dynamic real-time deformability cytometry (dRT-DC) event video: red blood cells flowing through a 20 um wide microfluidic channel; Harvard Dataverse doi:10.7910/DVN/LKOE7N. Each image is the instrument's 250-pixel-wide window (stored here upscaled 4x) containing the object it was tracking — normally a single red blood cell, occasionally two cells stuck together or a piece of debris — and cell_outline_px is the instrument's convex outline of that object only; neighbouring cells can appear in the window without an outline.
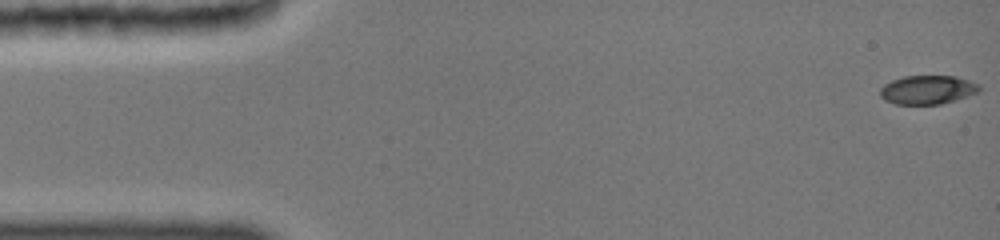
{"species": "common noctule bat (a hibernating species)", "species_latin": "Nyctalus noctula", "temperature_condition": "cold", "stored_images_in_passage": 17, "camera_frame_rate_fps": 3000, "um_per_image_px": 0.085, "animal": {"sex": "female", "body_mass_g": 19.0, "forearm_length_mm": 51.5}, "frame": {"image": 1, "passage_image": 1, "time_ms": 0.0, "image_size_px": [1000, 240], "cell_outline_px": [[980, 92], [956, 100], [940, 104], [896, 104], [884, 100], [880, 96], [880, 88], [884, 84], [892, 80], [904, 76], [956, 76], [980, 84]], "centroid_in_image_um": [78.85, 7.63], "position_along_channel_um": 6.1, "area_um2": 16.76}}
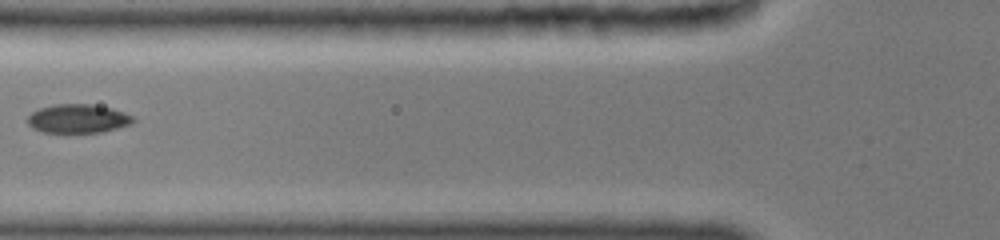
{"frame": {"image": 2, "passage_image": 10, "time_ms": 6.0, "image_size_px": [1000, 240], "cell_outline_px": [[136, 120], [132, 124], [104, 132], [72, 136], [44, 132], [32, 128], [28, 124], [28, 116], [32, 112], [40, 108], [60, 104], [88, 104], [112, 108], [132, 116]], "centroid_in_image_um": [6.63, 10.15], "position_along_channel_um": 119.2, "area_um2": 18.44}}
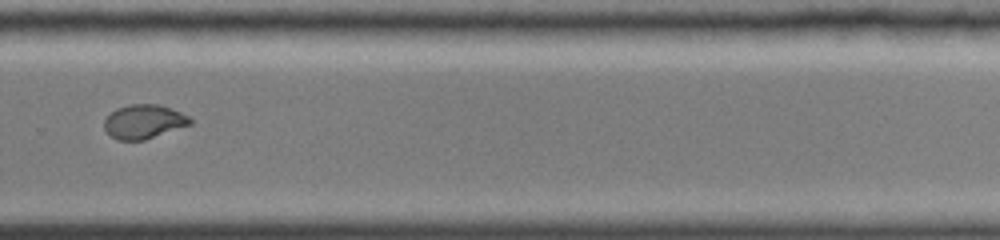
{"frame": {"image": 3, "passage_image": 17, "time_ms": 11.0, "image_size_px": [1000, 240], "cell_outline_px": [[192, 124], [144, 140], [116, 140], [104, 128], [104, 120], [116, 108], [128, 104], [160, 104], [180, 112], [188, 116], [192, 120]], "centroid_in_image_um": [12.23, 10.33], "position_along_channel_um": 317.6, "area_um2": 16.99}}